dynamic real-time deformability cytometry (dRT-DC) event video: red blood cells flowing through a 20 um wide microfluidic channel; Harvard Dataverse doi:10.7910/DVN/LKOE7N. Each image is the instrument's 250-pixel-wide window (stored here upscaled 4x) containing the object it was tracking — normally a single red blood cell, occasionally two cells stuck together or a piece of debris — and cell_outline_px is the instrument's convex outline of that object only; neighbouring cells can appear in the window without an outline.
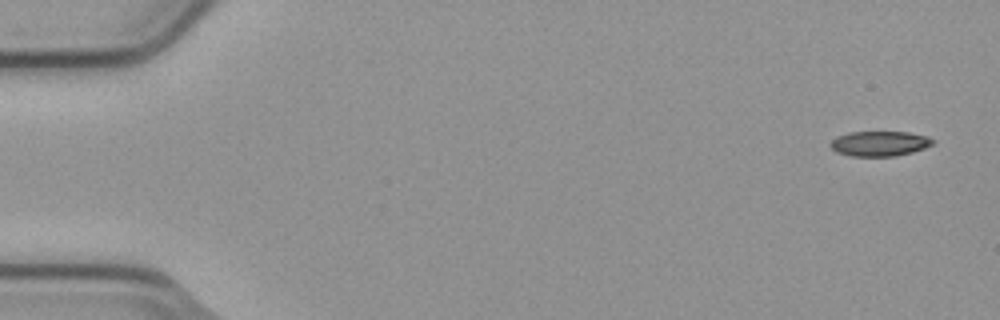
{"species": "common noctule bat (a hibernating species)", "species_latin": "Nyctalus noctula", "temperature_condition": "cold", "stored_images_in_passage": 5, "camera_frame_rate_fps": 3000, "um_per_image_px": 0.085, "animal": {"sex": "male", "body_mass_g": 23.1, "forearm_length_mm": 52.7}, "frame": {"image": 1, "passage_image": 1, "time_ms": 0.0, "image_size_px": [1000, 320], "cell_outline_px": [[936, 140], [932, 144], [924, 148], [912, 152], [896, 156], [852, 156], [836, 152], [828, 144], [836, 136], [848, 132], [908, 132], [928, 136]], "centroid_in_image_um": [74.76, 12.2], "position_along_channel_um": 10.2, "area_um2": 15.03}}
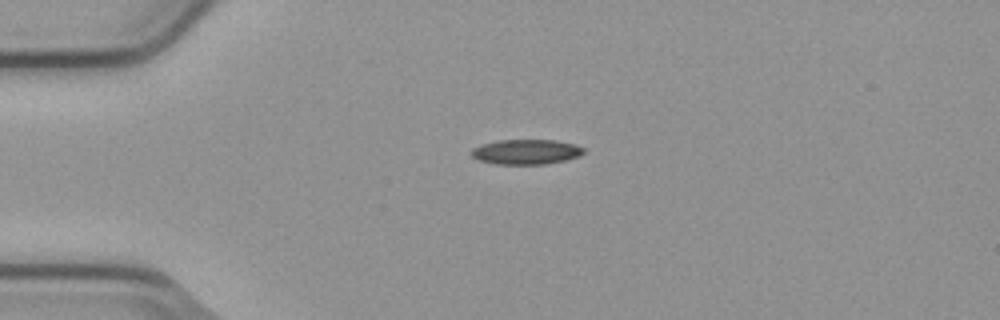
{"frame": {"image": 2, "passage_image": 4, "time_ms": 1.0, "image_size_px": [1000, 320], "cell_outline_px": [[584, 152], [580, 156], [548, 164], [496, 164], [476, 160], [468, 152], [472, 148], [484, 144], [500, 140], [556, 140], [572, 144], [584, 148]], "centroid_in_image_um": [44.68, 12.91], "position_along_channel_um": 40.3, "area_um2": 16.36}}